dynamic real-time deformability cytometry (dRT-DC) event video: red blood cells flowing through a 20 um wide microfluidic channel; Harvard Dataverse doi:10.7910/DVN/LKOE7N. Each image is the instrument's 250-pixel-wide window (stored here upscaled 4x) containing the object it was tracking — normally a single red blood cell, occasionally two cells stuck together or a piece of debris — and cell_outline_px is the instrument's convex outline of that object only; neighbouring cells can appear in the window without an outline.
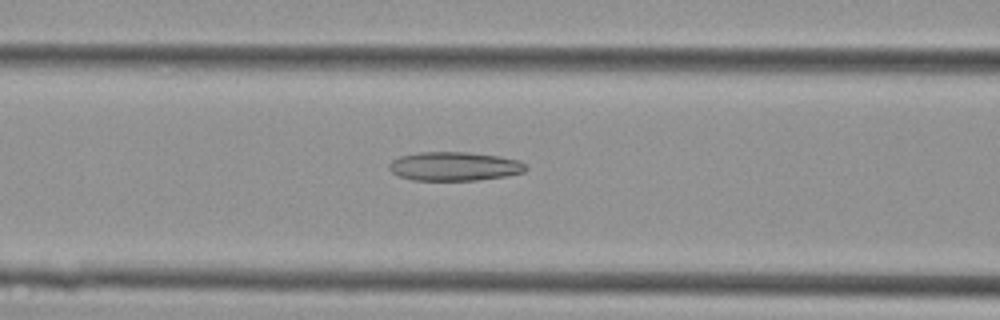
{"species": "Egyptian fruit bat (a non-hibernating species)", "species_latin": "Rousettus aegyptiacus", "temperature_condition": "cold", "stored_images_in_passage": 17, "camera_frame_rate_fps": 3000, "um_per_image_px": 0.085, "animal": {"sex": "female"}, "frame": {"image": 1, "passage_image": 6, "time_ms": 1.667, "image_size_px": [1000, 320], "cell_outline_px": [[528, 168], [524, 172], [504, 176], [476, 180], [412, 180], [400, 176], [392, 172], [388, 168], [388, 164], [392, 160], [400, 156], [420, 152], [468, 152], [500, 156], [520, 160]], "centroid_in_image_um": [38.62, 14.13], "position_along_channel_um": 128.0, "area_um2": 23.0}}
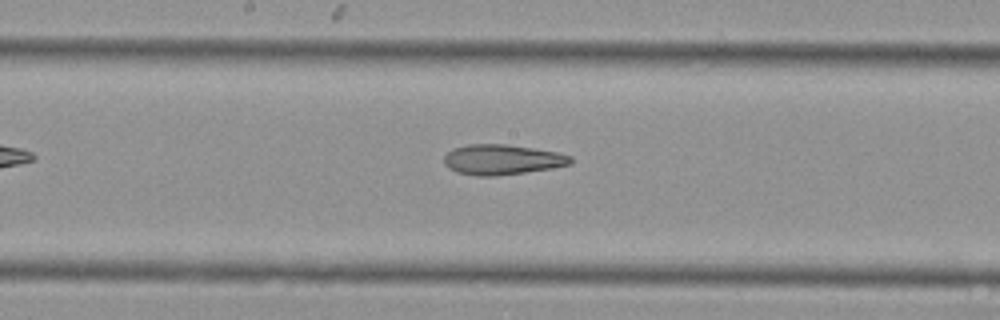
{"frame": {"image": 2, "passage_image": 11, "time_ms": 3.333, "image_size_px": [1000, 320], "cell_outline_px": [[572, 164], [524, 172], [496, 176], [476, 176], [456, 172], [448, 168], [444, 164], [444, 156], [452, 148], [468, 144], [504, 144], [532, 148], [556, 152], [572, 156]], "centroid_in_image_um": [42.63, 13.56], "position_along_channel_um": 205.6, "area_um2": 22.2}}
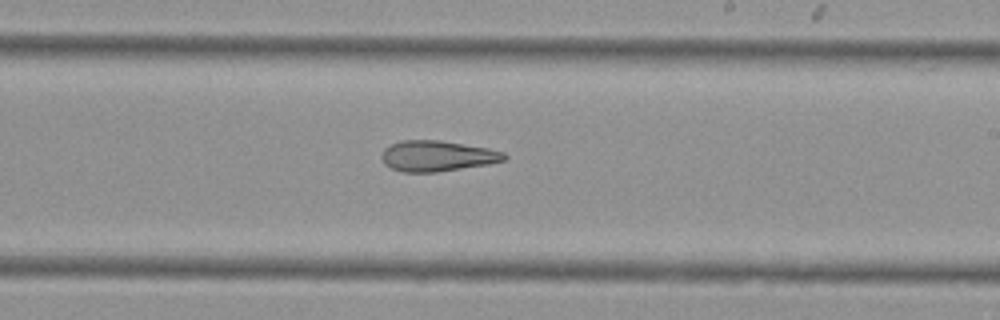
{"frame": {"image": 3, "passage_image": 14, "time_ms": 4.333, "image_size_px": [1000, 320], "cell_outline_px": [[508, 156], [504, 160], [488, 164], [436, 172], [404, 172], [392, 168], [384, 164], [380, 156], [384, 148], [388, 144], [400, 140], [440, 140], [488, 148], [504, 152]], "centroid_in_image_um": [37.12, 13.25], "position_along_channel_um": 251.9, "area_um2": 22.02}}